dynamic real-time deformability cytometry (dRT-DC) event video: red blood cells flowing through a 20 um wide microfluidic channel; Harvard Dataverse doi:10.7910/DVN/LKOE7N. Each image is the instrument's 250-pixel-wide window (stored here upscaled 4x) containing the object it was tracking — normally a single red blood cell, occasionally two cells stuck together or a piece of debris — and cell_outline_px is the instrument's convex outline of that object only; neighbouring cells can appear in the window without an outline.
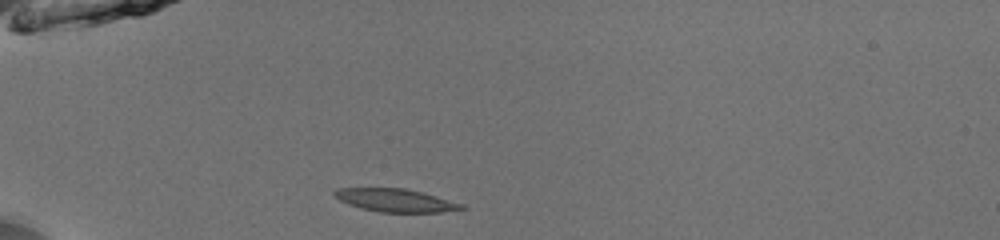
{"species": "common noctule bat (a hibernating species)", "species_latin": "Nyctalus noctula", "temperature_condition": "room temperature", "stored_images_in_passage": 37, "camera_frame_rate_fps": 3000, "um_per_image_px": 0.085, "animal": {"sex": "male", "body_mass_g": 13.0, "forearm_length_mm": 53.1}, "frame": {"image": 1, "passage_image": 1, "time_ms": 0.0, "image_size_px": [1000, 240], "cell_outline_px": [[468, 208], [440, 212], [380, 212], [348, 204], [332, 196], [332, 192], [336, 188], [404, 188], [436, 196], [464, 204]], "centroid_in_image_um": [33.6, 17.02], "position_along_channel_um": 51.4, "area_um2": 16.94}}
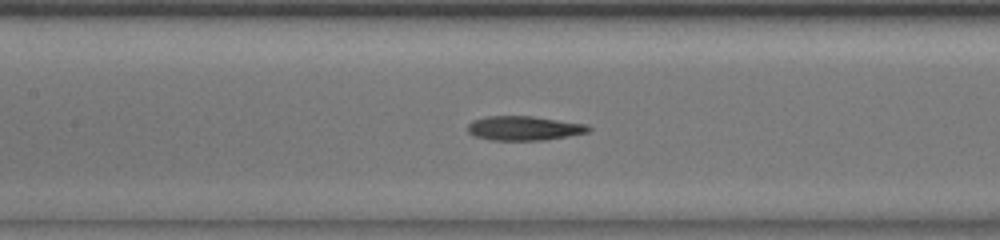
{"frame": {"image": 2, "passage_image": 11, "time_ms": 3.333, "image_size_px": [1000, 240], "cell_outline_px": [[592, 128], [588, 132], [568, 136], [544, 140], [492, 140], [476, 136], [468, 132], [468, 124], [472, 120], [488, 116], [532, 116], [588, 124]], "centroid_in_image_um": [44.57, 10.89], "position_along_channel_um": 162.8, "area_um2": 17.11}}
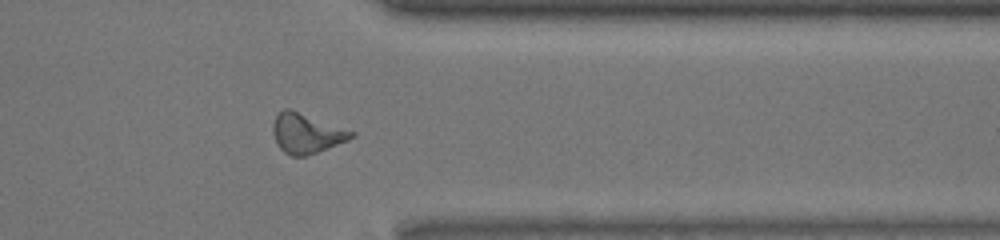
{"frame": {"image": 3, "passage_image": 28, "time_ms": 9.0, "image_size_px": [1000, 240], "cell_outline_px": [[356, 136], [348, 140], [316, 152], [304, 156], [292, 156], [284, 152], [276, 144], [272, 132], [272, 124], [276, 116], [284, 108], [288, 108], [356, 132]], "centroid_in_image_um": [26.03, 11.33], "position_along_channel_um": 385.4, "area_um2": 18.03}, "authors_computed_cell_mechanics": {"area_um2": 17.1088, "velocity_mm_per_s": 3.9743, "shape_relaxation_time_tau1_ms": null, "shape_relaxation_time_tau2_ms": 5.3382, "deformation_change_tau1": null, "deformation_change_tau2": 0.1716}}